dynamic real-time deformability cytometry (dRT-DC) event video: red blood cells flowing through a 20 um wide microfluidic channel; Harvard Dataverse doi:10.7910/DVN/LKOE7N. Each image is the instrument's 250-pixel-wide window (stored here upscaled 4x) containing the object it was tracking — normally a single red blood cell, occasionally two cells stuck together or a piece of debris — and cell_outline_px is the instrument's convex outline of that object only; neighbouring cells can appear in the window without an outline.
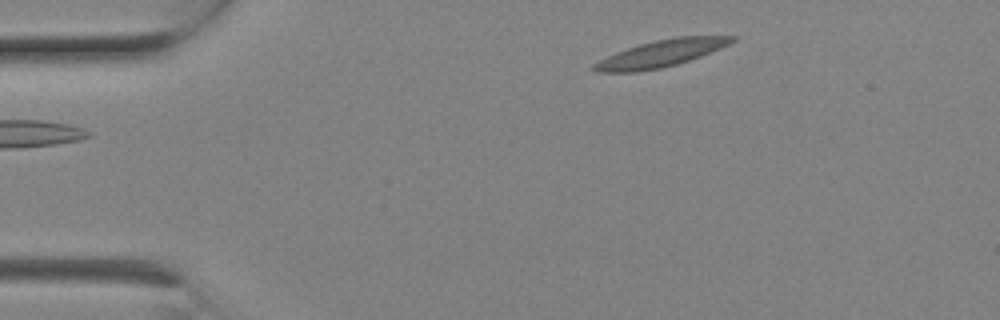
{"species": "Egyptian fruit bat (a non-hibernating species)", "species_latin": "Rousettus aegyptiacus", "temperature_condition": "room temperature", "stored_images_in_passage": 6, "camera_frame_rate_fps": 3000, "um_per_image_px": 0.085, "animal": {"sex": "female"}, "frame": {"image": 1, "passage_image": 6, "time_ms": 1.667, "image_size_px": [1000, 320], "cell_outline_px": [[736, 40], [720, 48], [700, 56], [676, 64], [660, 68], [636, 72], [596, 72], [592, 68], [592, 64], [616, 52], [640, 44], [656, 40], [676, 36], [736, 36]], "centroid_in_image_um": [56.17, 4.54], "position_along_channel_um": 28.8, "area_um2": 21.27}}